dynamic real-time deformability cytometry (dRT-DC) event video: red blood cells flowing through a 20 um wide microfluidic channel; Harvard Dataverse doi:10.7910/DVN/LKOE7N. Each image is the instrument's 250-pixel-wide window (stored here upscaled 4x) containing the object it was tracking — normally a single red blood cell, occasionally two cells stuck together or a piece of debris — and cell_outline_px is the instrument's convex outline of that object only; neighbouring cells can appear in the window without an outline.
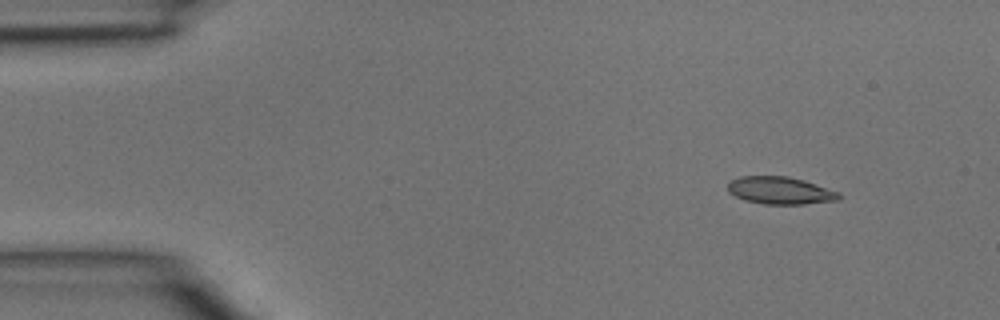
{"species": "common noctule bat (a hibernating species)", "species_latin": "Nyctalus noctula", "temperature_condition": "room temperature", "stored_images_in_passage": 4, "camera_frame_rate_fps": 3000, "um_per_image_px": 0.085, "animal": {"sex": "male", "body_mass_g": 15.6}, "frame": {"image": 1, "passage_image": 2, "time_ms": 0.333, "image_size_px": [1000, 320], "cell_outline_px": [[840, 200], [804, 204], [764, 204], [744, 200], [728, 192], [728, 184], [732, 180], [740, 176], [788, 176], [804, 180], [840, 192]], "centroid_in_image_um": [66.33, 16.19], "position_along_channel_um": 18.7, "area_um2": 17.8}}
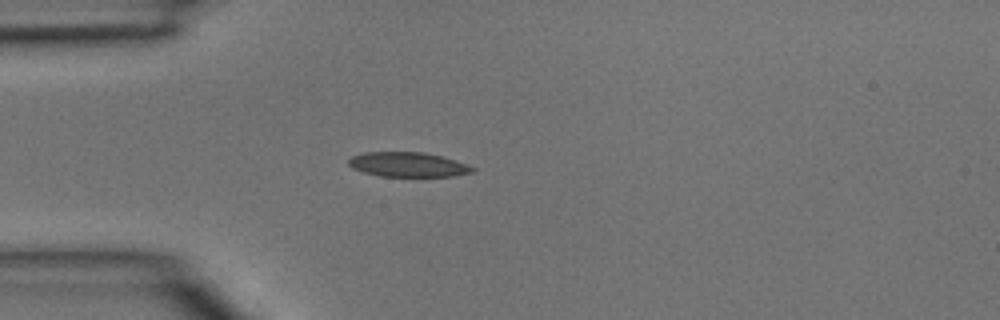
{"frame": {"image": 2, "passage_image": 4, "time_ms": 1.0, "image_size_px": [1000, 320], "cell_outline_px": [[476, 168], [472, 172], [452, 176], [380, 176], [364, 172], [352, 168], [348, 164], [348, 160], [352, 156], [364, 152], [424, 152], [440, 156]], "centroid_in_image_um": [34.61, 13.98], "position_along_channel_um": 50.4, "area_um2": 17.51}}